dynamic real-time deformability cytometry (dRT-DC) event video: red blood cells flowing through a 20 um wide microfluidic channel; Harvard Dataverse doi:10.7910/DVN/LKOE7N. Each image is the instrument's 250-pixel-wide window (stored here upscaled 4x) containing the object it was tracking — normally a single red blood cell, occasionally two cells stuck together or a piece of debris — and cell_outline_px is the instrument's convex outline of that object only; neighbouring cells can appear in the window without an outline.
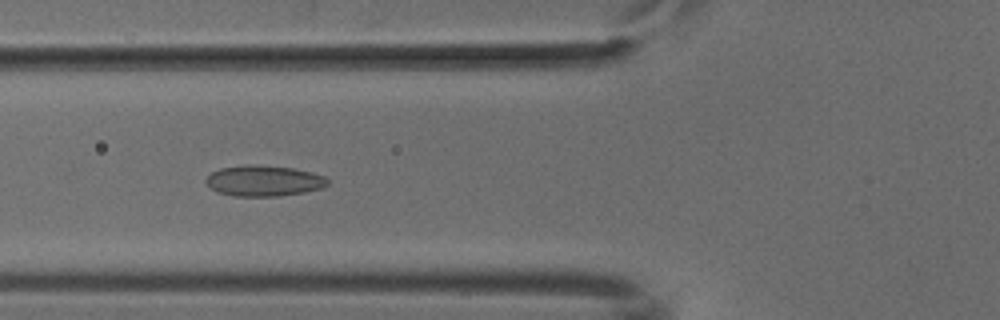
{"species": "common noctule bat (a hibernating species)", "species_latin": "Nyctalus noctula", "temperature_condition": "cold", "stored_images_in_passage": 47, "camera_frame_rate_fps": 3000, "um_per_image_px": 0.085, "animal": {"sex": "male", "body_mass_g": 18.8}, "frame": {"image": 1, "passage_image": 14, "time_ms": 4.333, "image_size_px": [1000, 320], "cell_outline_px": [[328, 184], [320, 188], [304, 192], [276, 196], [232, 196], [216, 192], [204, 180], [212, 172], [220, 168], [244, 164], [248, 164], [292, 168], [312, 172], [324, 176], [328, 180]], "centroid_in_image_um": [22.39, 15.36], "position_along_channel_um": 103.4, "area_um2": 21.73}}
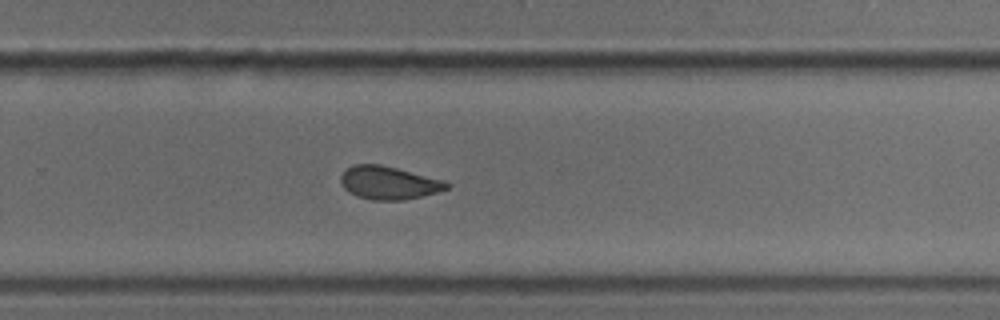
{"frame": {"image": 2, "passage_image": 29, "time_ms": 9.333, "image_size_px": [1000, 320], "cell_outline_px": [[452, 184], [448, 188], [436, 192], [404, 200], [372, 200], [356, 196], [348, 192], [344, 188], [340, 180], [340, 176], [348, 168], [356, 164], [380, 164], [444, 180]], "centroid_in_image_um": [33.03, 15.54], "position_along_channel_um": 296.8, "area_um2": 20.29}}
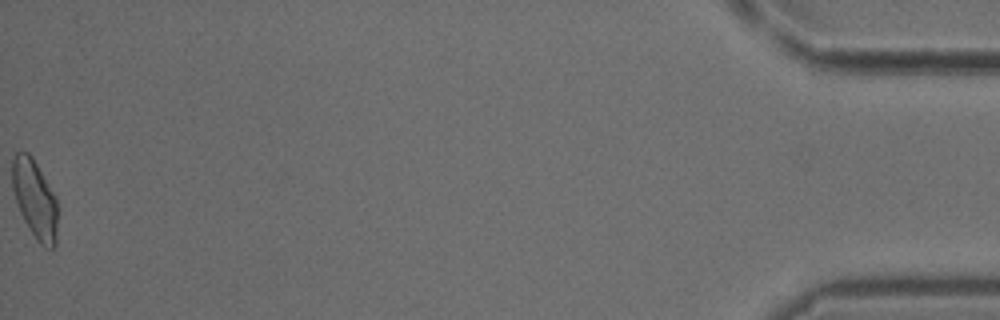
{"frame": {"image": 3, "passage_image": 47, "time_ms": 15.333, "image_size_px": [1000, 320], "cell_outline_px": [[56, 244], [52, 248], [44, 248], [36, 240], [24, 220], [16, 204], [12, 188], [12, 156], [16, 152], [28, 152], [32, 156], [56, 196]], "centroid_in_image_um": [2.94, 16.9], "position_along_channel_um": 432.3, "area_um2": 20.81}}